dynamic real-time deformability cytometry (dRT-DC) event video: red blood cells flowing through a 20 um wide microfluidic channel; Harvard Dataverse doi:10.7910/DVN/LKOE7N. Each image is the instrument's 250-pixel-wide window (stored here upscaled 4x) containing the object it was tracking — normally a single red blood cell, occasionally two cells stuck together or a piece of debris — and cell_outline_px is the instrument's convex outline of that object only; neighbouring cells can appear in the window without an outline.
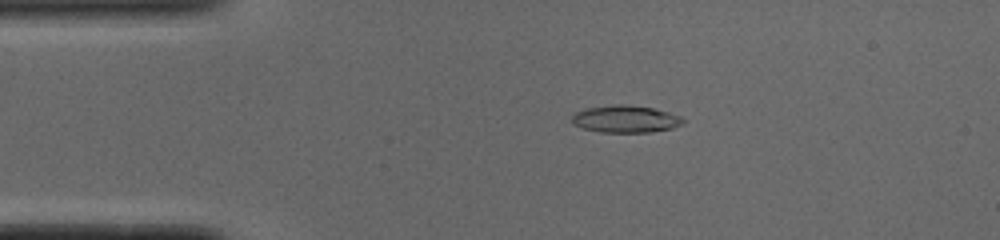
{"species": "common noctule bat (a hibernating species)", "species_latin": "Nyctalus noctula", "temperature_condition": "cold", "stored_images_in_passage": 49, "camera_frame_rate_fps": 3000, "um_per_image_px": 0.085, "animal": {"sex": "male", "body_mass_g": 19.0, "forearm_length_mm": 50.8}, "frame": {"image": 1, "passage_image": 8, "time_ms": 2.333, "image_size_px": [1000, 240], "cell_outline_px": [[684, 120], [680, 124], [672, 128], [648, 132], [600, 132], [584, 128], [572, 124], [572, 116], [576, 112], [588, 108], [616, 104], [624, 104], [652, 108], [668, 112], [680, 116]], "centroid_in_image_um": [53.14, 10.11], "position_along_channel_um": 31.9, "area_um2": 17.34}}
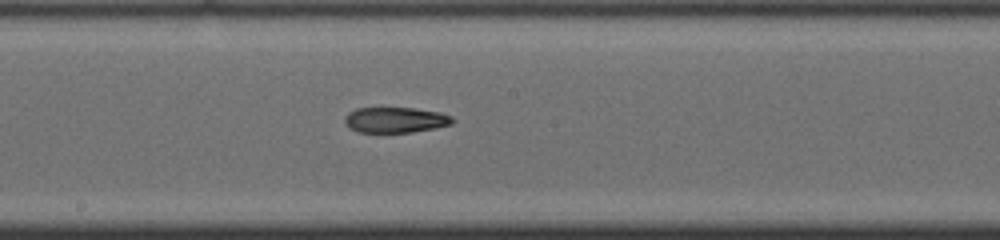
{"frame": {"image": 2, "passage_image": 25, "time_ms": 8.0, "image_size_px": [1000, 240], "cell_outline_px": [[456, 120], [452, 124], [436, 128], [412, 132], [360, 132], [348, 128], [344, 120], [348, 112], [356, 108], [416, 108], [440, 112], [452, 116]], "centroid_in_image_um": [33.64, 10.19], "position_along_channel_um": 214.6, "area_um2": 16.18}}
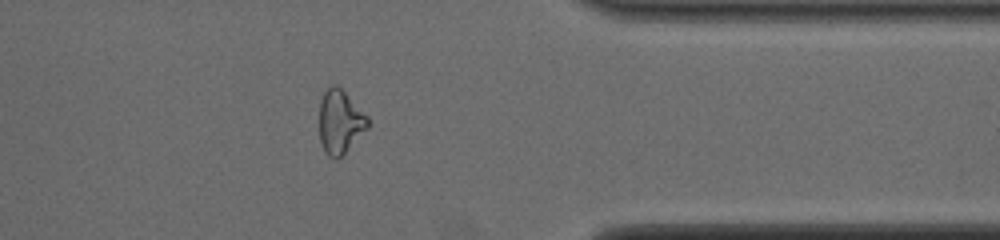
{"frame": {"image": 3, "passage_image": 39, "time_ms": 12.667, "image_size_px": [1000, 240], "cell_outline_px": [[368, 128], [336, 160], [328, 156], [324, 152], [320, 140], [320, 100], [324, 92], [332, 84], [336, 84], [368, 116]], "centroid_in_image_um": [28.89, 10.35], "position_along_channel_um": 382.5, "area_um2": 17.69}}